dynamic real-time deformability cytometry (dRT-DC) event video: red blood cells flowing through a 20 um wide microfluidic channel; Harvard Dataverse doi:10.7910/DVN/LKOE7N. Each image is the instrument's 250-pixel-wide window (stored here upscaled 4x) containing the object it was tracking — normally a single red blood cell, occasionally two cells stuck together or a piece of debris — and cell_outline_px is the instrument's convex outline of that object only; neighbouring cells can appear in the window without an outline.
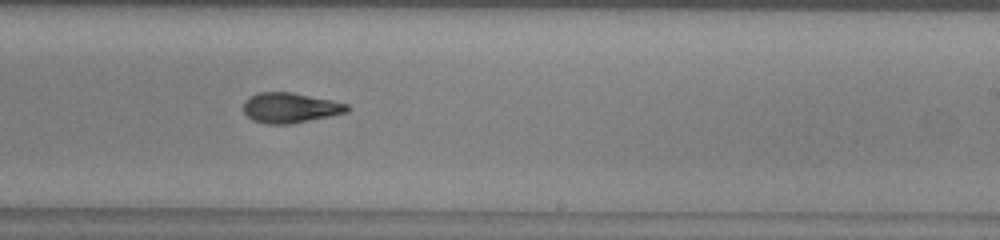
{"species": "common noctule bat (a hibernating species)", "species_latin": "Nyctalus noctula", "temperature_condition": "warm", "stored_images_in_passage": 39, "camera_frame_rate_fps": 3000, "um_per_image_px": 0.085, "animal": {"sex": "male", "body_mass_g": 13.0, "forearm_length_mm": 53.1}, "frame": {"image": 1, "passage_image": 23, "time_ms": 7.333, "image_size_px": [1000, 240], "cell_outline_px": [[352, 108], [348, 112], [332, 116], [288, 124], [268, 124], [252, 120], [244, 112], [244, 100], [248, 96], [256, 92], [292, 92], [332, 100], [348, 104]], "centroid_in_image_um": [24.68, 9.15], "position_along_channel_um": 264.3, "area_um2": 18.44}}
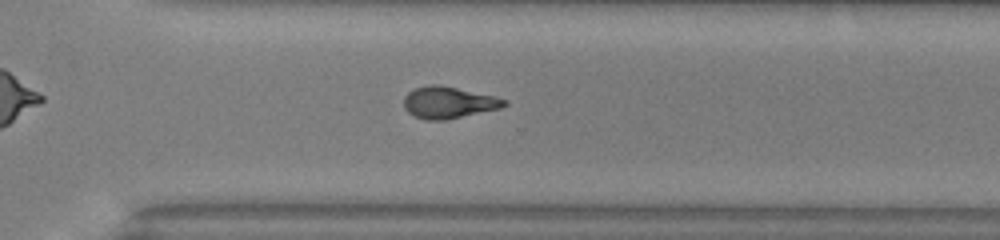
{"frame": {"image": 2, "passage_image": 28, "time_ms": 9.0, "image_size_px": [1000, 240], "cell_outline_px": [[508, 104], [500, 108], [444, 120], [428, 120], [416, 116], [408, 112], [404, 108], [404, 96], [408, 92], [416, 88], [428, 84], [436, 84], [496, 96], [508, 100]], "centroid_in_image_um": [38.13, 8.7], "position_along_channel_um": 332.5, "area_um2": 18.38}, "authors_computed_cell_mechanics": {"area_um2": 18.3804, "velocity_mm_per_s": 4.0841, "shape_relaxation_time_tau1_ms": 3.7244, "shape_relaxation_time_tau2_ms": 1.4848, "deformation_change_tau1": 0.1641, "deformation_change_tau2": 0.073}}